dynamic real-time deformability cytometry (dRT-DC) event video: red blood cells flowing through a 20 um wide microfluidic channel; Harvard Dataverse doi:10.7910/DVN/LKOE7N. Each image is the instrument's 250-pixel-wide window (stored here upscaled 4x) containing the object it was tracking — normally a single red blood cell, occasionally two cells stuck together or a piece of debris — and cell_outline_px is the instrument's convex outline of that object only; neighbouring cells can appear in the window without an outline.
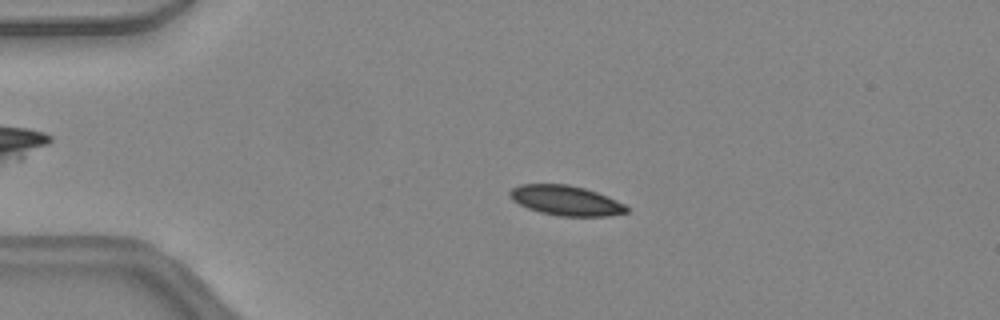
{"species": "common noctule bat (a hibernating species)", "species_latin": "Nyctalus noctula", "temperature_condition": "warm", "stored_images_in_passage": 41, "camera_frame_rate_fps": 3000, "um_per_image_px": 0.085, "animal": {"sex": "female", "body_mass_g": 24.6, "forearm_length_mm": 56.2}, "frame": {"image": 1, "passage_image": 10, "time_ms": 3.0, "image_size_px": [1000, 320], "cell_outline_px": [[628, 212], [608, 216], [560, 216], [540, 212], [528, 208], [512, 200], [508, 192], [512, 188], [520, 184], [568, 184], [584, 188], [596, 192], [616, 200], [624, 204], [628, 208]], "centroid_in_image_um": [48.08, 17.04], "position_along_channel_um": 36.9, "area_um2": 20.23}}
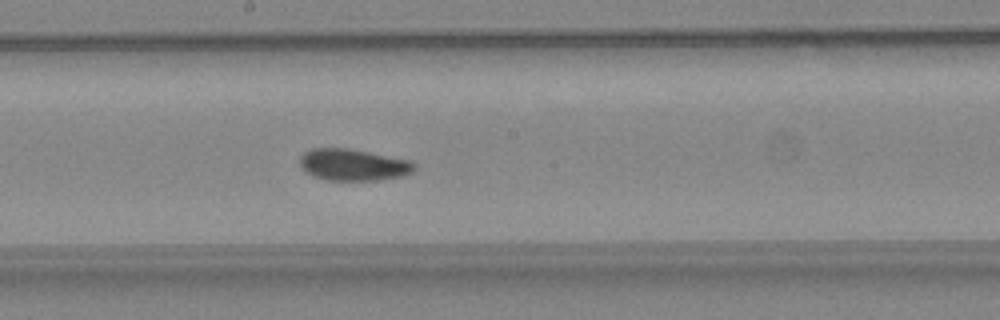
{"frame": {"image": 2, "passage_image": 25, "time_ms": 8.0, "image_size_px": [1000, 320], "cell_outline_px": [[416, 168], [412, 172], [404, 176], [380, 180], [328, 180], [312, 176], [300, 168], [300, 156], [304, 152], [312, 148], [348, 148], [412, 160], [416, 164]], "centroid_in_image_um": [30.04, 14.01], "position_along_channel_um": 218.2, "area_um2": 21.44}}
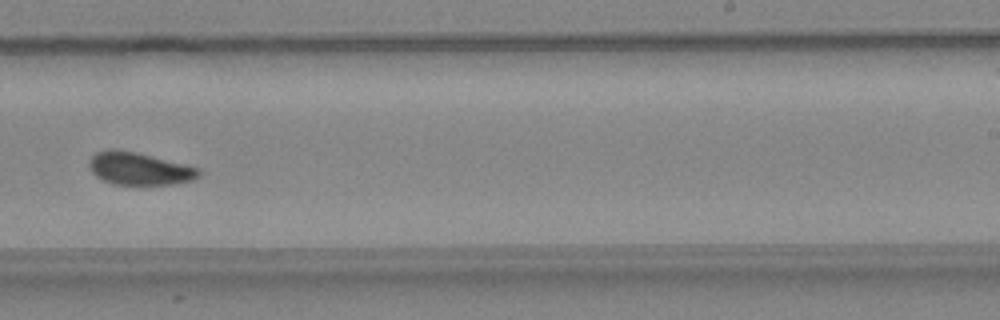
{"frame": {"image": 3, "passage_image": 29, "time_ms": 9.333, "image_size_px": [1000, 320], "cell_outline_px": [[200, 176], [192, 180], [176, 184], [116, 184], [104, 180], [96, 176], [88, 168], [88, 160], [96, 152], [108, 148], [112, 148], [136, 152], [200, 168]], "centroid_in_image_um": [11.81, 14.32], "position_along_channel_um": 277.2, "area_um2": 20.81}, "authors_computed_cell_mechanics": {"area_um2": 20.7502, "velocity_mm_per_s": 4.4349, "shape_relaxation_time_tau1_ms": 2.9133, "shape_relaxation_time_tau2_ms": 3.3462, "deformation_change_tau1": 0.0914, "deformation_change_tau2": 0.0702}}